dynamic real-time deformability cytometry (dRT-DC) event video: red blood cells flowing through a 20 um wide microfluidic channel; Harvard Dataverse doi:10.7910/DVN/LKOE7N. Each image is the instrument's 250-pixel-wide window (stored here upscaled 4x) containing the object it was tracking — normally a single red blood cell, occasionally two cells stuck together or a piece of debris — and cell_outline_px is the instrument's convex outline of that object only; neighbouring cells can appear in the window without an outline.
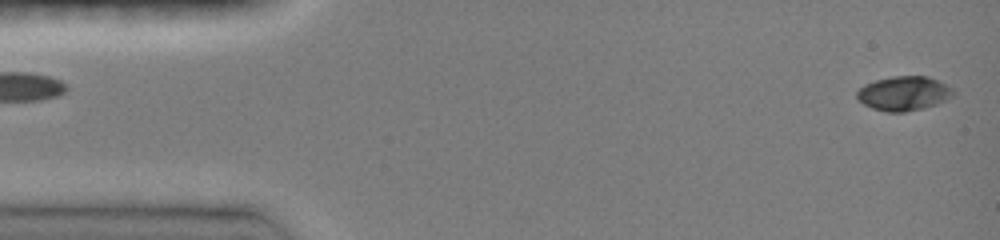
{"species": "common noctule bat (a hibernating species)", "species_latin": "Nyctalus noctula", "temperature_condition": "room temperature", "stored_images_in_passage": 58, "camera_frame_rate_fps": 3000, "um_per_image_px": 0.085, "animal": {"sex": "female", "body_mass_g": 19.0, "forearm_length_mm": 51.5}, "frame": {"image": 1, "passage_image": 1, "time_ms": 0.0, "image_size_px": [1000, 240], "cell_outline_px": [[956, 92], [952, 96], [936, 104], [924, 108], [904, 112], [888, 112], [872, 108], [864, 104], [856, 96], [856, 92], [864, 84], [876, 80], [892, 76], [928, 76], [952, 88]], "centroid_in_image_um": [76.81, 7.94], "position_along_channel_um": 8.2, "area_um2": 19.13}}
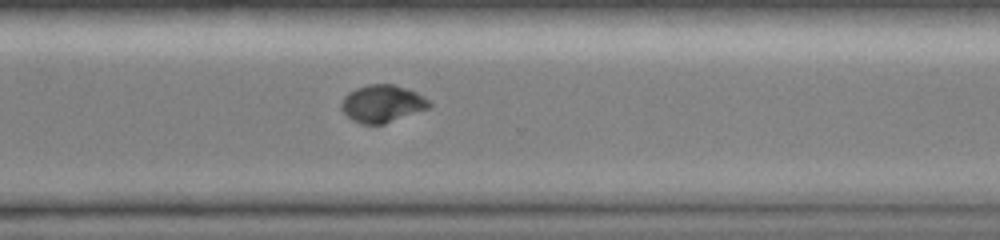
{"frame": {"image": 2, "passage_image": 39, "time_ms": 11.0, "image_size_px": [1000, 240], "cell_outline_px": [[432, 108], [384, 124], [364, 124], [352, 120], [340, 108], [340, 104], [344, 96], [348, 92], [356, 88], [368, 84], [392, 84], [416, 92], [428, 100], [432, 104]], "centroid_in_image_um": [32.5, 8.82], "position_along_channel_um": 338.1, "area_um2": 19.25}}
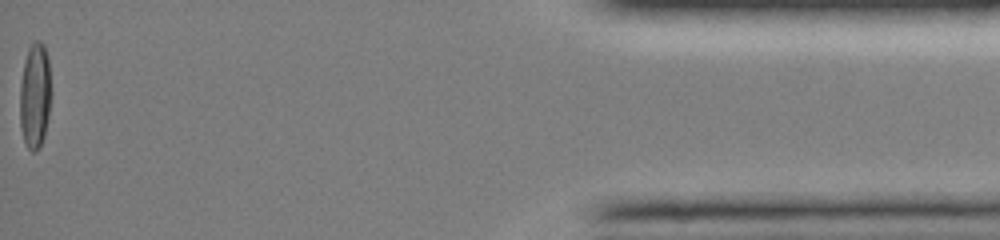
{"frame": {"image": 3, "passage_image": 57, "time_ms": 15.333, "image_size_px": [1000, 240], "cell_outline_px": [[48, 116], [44, 136], [36, 152], [32, 152], [24, 144], [20, 128], [20, 84], [24, 60], [28, 48], [36, 40], [40, 40], [44, 44], [48, 60]], "centroid_in_image_um": [2.91, 8.16], "position_along_channel_um": 432.3, "area_um2": 18.79}, "authors_computed_cell_mechanics": {"area_um2": 19.1607, "velocity_mm_per_s": 4.0563, "shape_relaxation_time_tau1_ms": 5.6943, "shape_relaxation_time_tau2_ms": 3.2656, "deformation_change_tau1": 0.2012, "deformation_change_tau2": 0.0419}}